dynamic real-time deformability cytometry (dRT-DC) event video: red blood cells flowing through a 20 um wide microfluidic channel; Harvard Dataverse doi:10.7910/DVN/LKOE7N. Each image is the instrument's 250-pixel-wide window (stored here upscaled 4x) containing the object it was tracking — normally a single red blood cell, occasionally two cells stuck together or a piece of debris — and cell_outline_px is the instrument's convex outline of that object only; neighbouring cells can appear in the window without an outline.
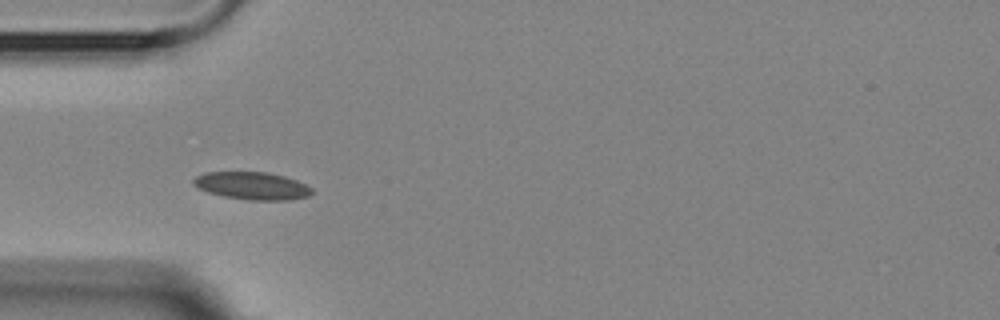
{"species": "Egyptian fruit bat (a non-hibernating species)", "species_latin": "Rousettus aegyptiacus", "temperature_condition": "room temperature", "stored_images_in_passage": 11, "camera_frame_rate_fps": 3000, "um_per_image_px": 0.085, "animal": {"sex": "female"}, "frame": {"image": 1, "passage_image": 1, "time_ms": 0.0, "image_size_px": [1000, 320], "cell_outline_px": [[312, 192], [308, 196], [292, 200], [248, 200], [224, 196], [208, 192], [192, 184], [192, 180], [196, 176], [204, 172], [268, 172], [284, 176], [296, 180], [312, 188]], "centroid_in_image_um": [21.42, 15.79], "position_along_channel_um": 63.6, "area_um2": 19.02}}
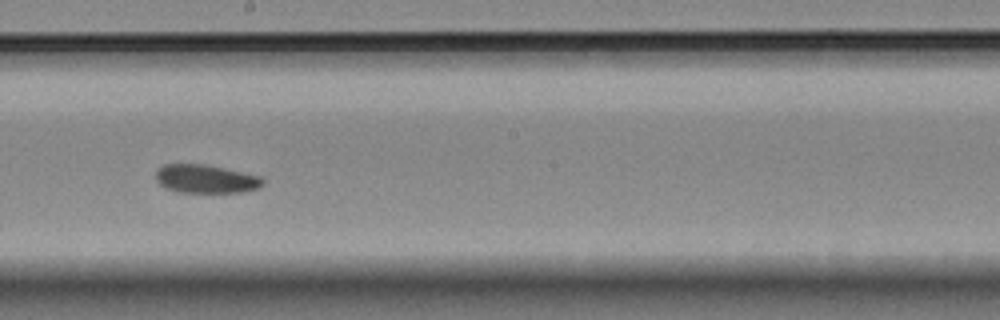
{"frame": {"image": 2, "passage_image": 5, "time_ms": 4.667, "image_size_px": [1000, 320], "cell_outline_px": [[264, 184], [260, 188], [240, 192], [176, 192], [164, 188], [156, 180], [156, 172], [164, 164], [204, 164], [224, 168], [260, 176], [264, 180]], "centroid_in_image_um": [17.49, 15.21], "position_along_channel_um": 230.7, "area_um2": 17.74}}
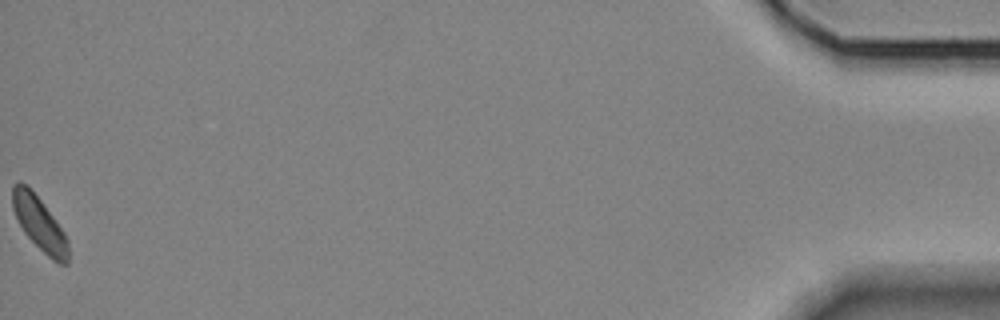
{"frame": {"image": 3, "passage_image": 11, "time_ms": 13.0, "image_size_px": [1000, 320], "cell_outline_px": [[68, 264], [60, 264], [52, 260], [24, 232], [12, 208], [12, 184], [20, 180], [40, 200], [56, 220], [64, 232], [68, 240]], "centroid_in_image_um": [3.35, 19.01], "position_along_channel_um": 431.8, "area_um2": 17.11}, "authors_computed_cell_mechanics": {"area_um2": 17.7446, "velocity_mm_per_s": 3.5974, "shape_relaxation_time_tau1_ms": 2.1603, "shape_relaxation_time_tau2_ms": null, "deformation_change_tau1": 0.0668, "deformation_change_tau2": null}}